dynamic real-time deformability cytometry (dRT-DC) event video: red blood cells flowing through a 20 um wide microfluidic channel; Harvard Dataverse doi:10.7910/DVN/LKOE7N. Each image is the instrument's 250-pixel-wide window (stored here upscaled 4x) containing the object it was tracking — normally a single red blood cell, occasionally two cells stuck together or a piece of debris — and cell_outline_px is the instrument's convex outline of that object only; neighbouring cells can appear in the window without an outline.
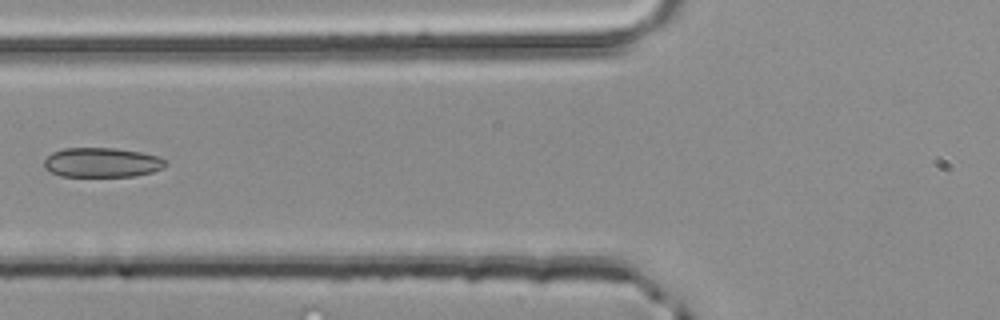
{"species": "common noctule bat (a hibernating species)", "species_latin": "Nyctalus noctula", "temperature_condition": "room temperature", "stored_images_in_passage": 4, "camera_frame_rate_fps": 3000, "um_per_image_px": 0.085, "animal": {"sex": "male", "body_mass_g": 20.4}, "frame": {"image": 1, "passage_image": 4, "time_ms": 1.0, "image_size_px": [1000, 320], "cell_outline_px": [[168, 164], [164, 168], [152, 172], [132, 176], [60, 176], [44, 168], [44, 160], [52, 152], [64, 148], [116, 148], [140, 152], [160, 156]], "centroid_in_image_um": [8.67, 13.81], "position_along_channel_um": 117.1, "area_um2": 20.98}}